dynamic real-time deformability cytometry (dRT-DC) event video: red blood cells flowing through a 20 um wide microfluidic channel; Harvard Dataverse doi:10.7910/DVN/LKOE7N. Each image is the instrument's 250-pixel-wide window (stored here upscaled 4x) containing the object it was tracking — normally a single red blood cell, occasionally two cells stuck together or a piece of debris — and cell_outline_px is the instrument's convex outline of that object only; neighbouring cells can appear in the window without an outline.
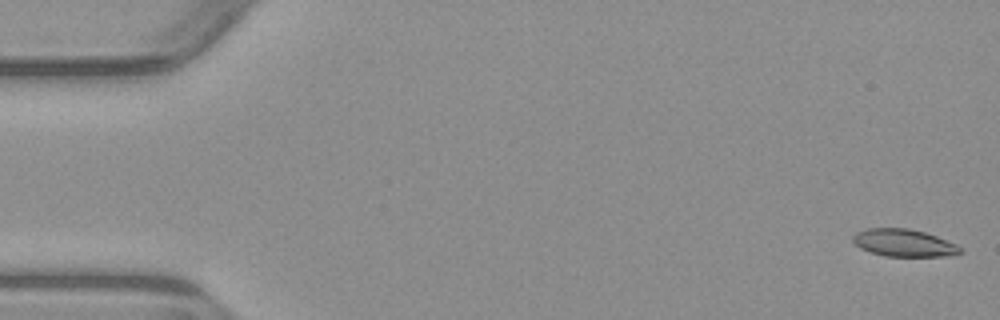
{"species": "common noctule bat (a hibernating species)", "species_latin": "Nyctalus noctula", "temperature_condition": "warm", "stored_images_in_passage": 5, "camera_frame_rate_fps": 3000, "um_per_image_px": 0.085, "animal": {"sex": "male", "body_mass_g": 23.1, "forearm_length_mm": 52.7}, "frame": {"image": 1, "passage_image": 1, "time_ms": 0.0, "image_size_px": [1000, 320], "cell_outline_px": [[964, 248], [956, 256], [884, 256], [860, 248], [852, 240], [852, 236], [856, 232], [868, 228], [908, 228], [924, 232], [936, 236], [956, 244]], "centroid_in_image_um": [76.85, 20.65], "position_along_channel_um": 8.2, "area_um2": 17.17}}
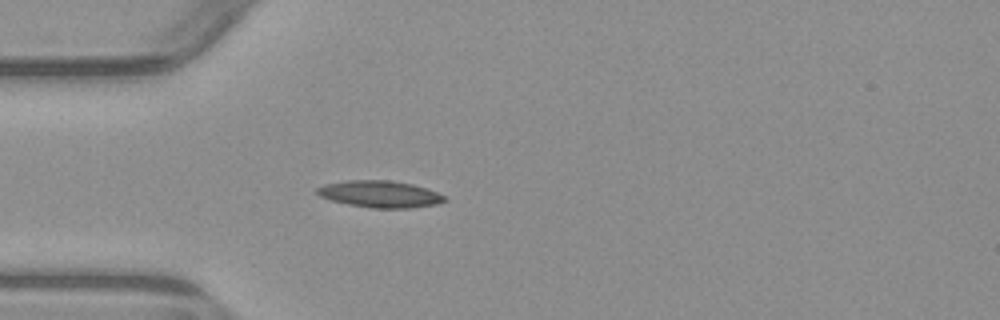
{"frame": {"image": 2, "passage_image": 5, "time_ms": 4.667, "image_size_px": [1000, 320], "cell_outline_px": [[448, 200], [436, 204], [412, 208], [372, 208], [348, 204], [332, 200], [320, 196], [316, 192], [316, 188], [324, 184], [344, 180], [388, 180], [412, 184], [428, 188], [444, 196]], "centroid_in_image_um": [32.29, 16.49], "position_along_channel_um": 52.7, "area_um2": 19.94}}